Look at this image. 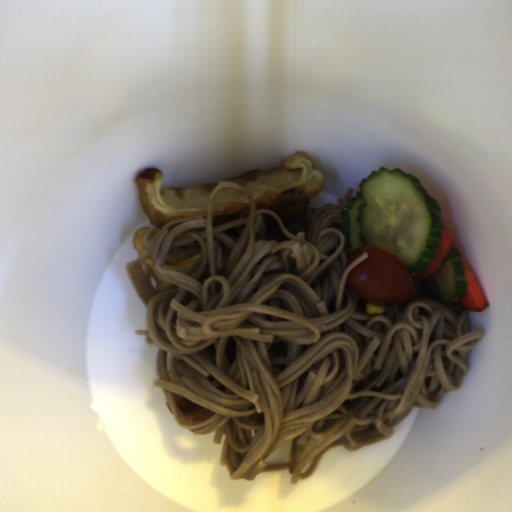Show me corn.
Listing matches in <instances>:
<instances>
[{"instance_id": "corn-1", "label": "corn", "mask_w": 512, "mask_h": 512, "mask_svg": "<svg viewBox=\"0 0 512 512\" xmlns=\"http://www.w3.org/2000/svg\"><path fill=\"white\" fill-rule=\"evenodd\" d=\"M386 310L385 305H377L373 303H367L365 306V313L368 314H377V313H384Z\"/></svg>"}]
</instances>
